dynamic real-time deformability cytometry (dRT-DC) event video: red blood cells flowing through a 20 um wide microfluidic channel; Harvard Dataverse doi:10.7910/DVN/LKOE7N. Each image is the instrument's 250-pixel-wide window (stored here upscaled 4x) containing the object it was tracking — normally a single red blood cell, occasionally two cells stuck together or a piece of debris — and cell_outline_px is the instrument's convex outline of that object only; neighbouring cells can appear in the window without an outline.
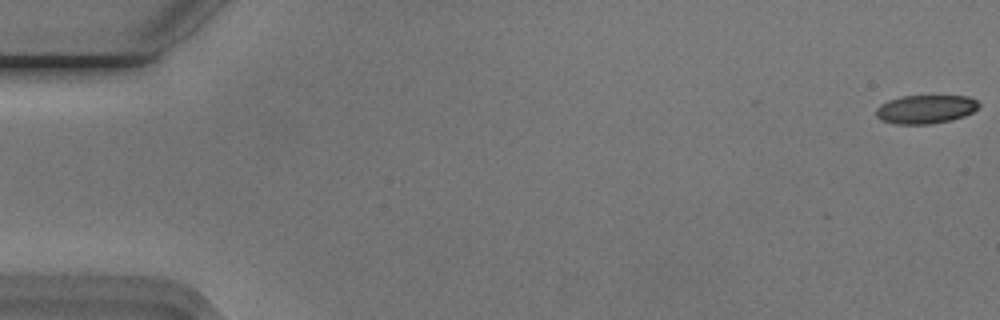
{"species": "Egyptian fruit bat (a non-hibernating species)", "species_latin": "Rousettus aegyptiacus", "temperature_condition": "cold", "stored_images_in_passage": 55, "camera_frame_rate_fps": 3000, "um_per_image_px": 0.085, "animal": {"sex": "male"}, "frame": {"image": 1, "passage_image": 1, "time_ms": 0.0, "image_size_px": [1000, 320], "cell_outline_px": [[980, 108], [964, 116], [952, 120], [932, 124], [896, 124], [880, 120], [876, 116], [876, 108], [880, 104], [888, 100], [900, 96], [968, 96], [976, 100], [980, 104]], "centroid_in_image_um": [78.67, 9.29], "position_along_channel_um": 6.3, "area_um2": 17.34}}
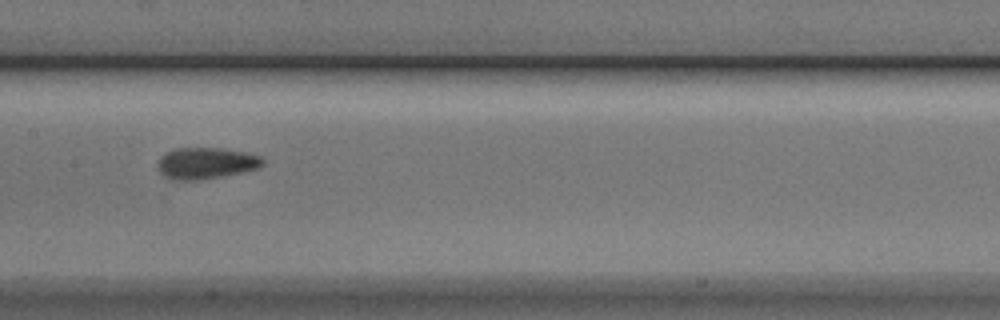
{"frame": {"image": 2, "passage_image": 28, "time_ms": 9.0, "image_size_px": [1000, 320], "cell_outline_px": [[264, 164], [260, 168], [200, 180], [172, 180], [164, 176], [160, 172], [160, 160], [168, 152], [176, 148], [220, 148], [244, 152], [260, 156], [264, 160]], "centroid_in_image_um": [17.56, 13.87], "position_along_channel_um": 189.8, "area_um2": 18.84}}
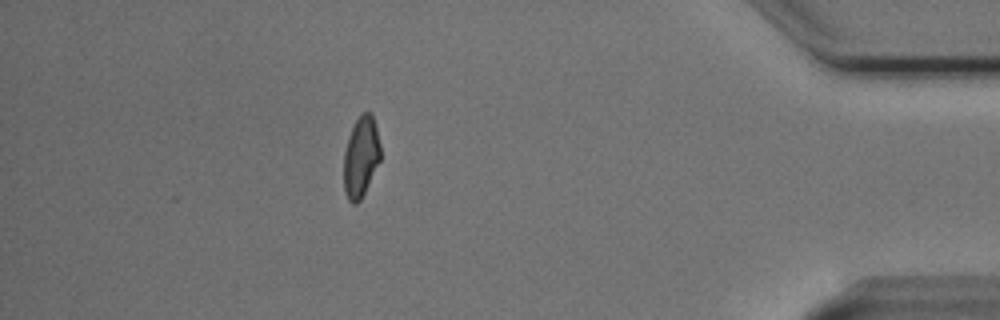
{"frame": {"image": 3, "passage_image": 49, "time_ms": 16.0, "image_size_px": [1000, 320], "cell_outline_px": [[380, 160], [360, 200], [356, 204], [352, 204], [348, 200], [344, 192], [344, 152], [348, 136], [360, 112], [368, 112], [372, 116], [376, 128], [380, 144]], "centroid_in_image_um": [30.66, 13.34], "position_along_channel_um": 404.5, "area_um2": 17.11}, "authors_computed_cell_mechanics": {"area_um2": 18.2648, "velocity_mm_per_s": 3.7459, "shape_relaxation_time_tau1_ms": 2.9922, "shape_relaxation_time_tau2_ms": 1.7266, "deformation_change_tau1": 0.1265, "deformation_change_tau2": 0.0807}}